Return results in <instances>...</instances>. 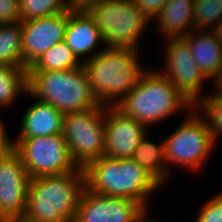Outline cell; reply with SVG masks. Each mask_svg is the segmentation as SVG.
I'll list each match as a JSON object with an SVG mask.
<instances>
[{
	"mask_svg": "<svg viewBox=\"0 0 222 222\" xmlns=\"http://www.w3.org/2000/svg\"><path fill=\"white\" fill-rule=\"evenodd\" d=\"M138 51L104 47L83 63L91 90L101 105L116 106L136 86L145 71Z\"/></svg>",
	"mask_w": 222,
	"mask_h": 222,
	"instance_id": "7a4b0ae2",
	"label": "cell"
},
{
	"mask_svg": "<svg viewBox=\"0 0 222 222\" xmlns=\"http://www.w3.org/2000/svg\"><path fill=\"white\" fill-rule=\"evenodd\" d=\"M64 114L38 99L27 107L18 138H35L62 134Z\"/></svg>",
	"mask_w": 222,
	"mask_h": 222,
	"instance_id": "e0dca14e",
	"label": "cell"
},
{
	"mask_svg": "<svg viewBox=\"0 0 222 222\" xmlns=\"http://www.w3.org/2000/svg\"><path fill=\"white\" fill-rule=\"evenodd\" d=\"M147 136L140 140L132 159L162 186L170 173L165 160L164 141L158 145Z\"/></svg>",
	"mask_w": 222,
	"mask_h": 222,
	"instance_id": "d6986e66",
	"label": "cell"
},
{
	"mask_svg": "<svg viewBox=\"0 0 222 222\" xmlns=\"http://www.w3.org/2000/svg\"><path fill=\"white\" fill-rule=\"evenodd\" d=\"M212 31L214 32L216 38L222 44V20L214 27Z\"/></svg>",
	"mask_w": 222,
	"mask_h": 222,
	"instance_id": "4dcf8cb0",
	"label": "cell"
},
{
	"mask_svg": "<svg viewBox=\"0 0 222 222\" xmlns=\"http://www.w3.org/2000/svg\"><path fill=\"white\" fill-rule=\"evenodd\" d=\"M27 86L25 95L51 104L64 115L101 106L83 66L60 71H27Z\"/></svg>",
	"mask_w": 222,
	"mask_h": 222,
	"instance_id": "5b68a950",
	"label": "cell"
},
{
	"mask_svg": "<svg viewBox=\"0 0 222 222\" xmlns=\"http://www.w3.org/2000/svg\"><path fill=\"white\" fill-rule=\"evenodd\" d=\"M148 209H145L139 216L137 222H161V221H158V220H150V219H147V216H148Z\"/></svg>",
	"mask_w": 222,
	"mask_h": 222,
	"instance_id": "d6a6232c",
	"label": "cell"
},
{
	"mask_svg": "<svg viewBox=\"0 0 222 222\" xmlns=\"http://www.w3.org/2000/svg\"><path fill=\"white\" fill-rule=\"evenodd\" d=\"M87 13L103 37L105 48L139 50L149 20L132 0H101Z\"/></svg>",
	"mask_w": 222,
	"mask_h": 222,
	"instance_id": "8992f818",
	"label": "cell"
},
{
	"mask_svg": "<svg viewBox=\"0 0 222 222\" xmlns=\"http://www.w3.org/2000/svg\"><path fill=\"white\" fill-rule=\"evenodd\" d=\"M21 22L0 24V64L22 66Z\"/></svg>",
	"mask_w": 222,
	"mask_h": 222,
	"instance_id": "7402d4cb",
	"label": "cell"
},
{
	"mask_svg": "<svg viewBox=\"0 0 222 222\" xmlns=\"http://www.w3.org/2000/svg\"><path fill=\"white\" fill-rule=\"evenodd\" d=\"M126 116L149 125L194 107L159 71L145 70L136 86L115 106Z\"/></svg>",
	"mask_w": 222,
	"mask_h": 222,
	"instance_id": "277c9868",
	"label": "cell"
},
{
	"mask_svg": "<svg viewBox=\"0 0 222 222\" xmlns=\"http://www.w3.org/2000/svg\"><path fill=\"white\" fill-rule=\"evenodd\" d=\"M12 222H23L22 220H15V221H12Z\"/></svg>",
	"mask_w": 222,
	"mask_h": 222,
	"instance_id": "e575fe53",
	"label": "cell"
},
{
	"mask_svg": "<svg viewBox=\"0 0 222 222\" xmlns=\"http://www.w3.org/2000/svg\"><path fill=\"white\" fill-rule=\"evenodd\" d=\"M27 91V69L0 64V107L12 105L19 94H25Z\"/></svg>",
	"mask_w": 222,
	"mask_h": 222,
	"instance_id": "44dd1931",
	"label": "cell"
},
{
	"mask_svg": "<svg viewBox=\"0 0 222 222\" xmlns=\"http://www.w3.org/2000/svg\"><path fill=\"white\" fill-rule=\"evenodd\" d=\"M195 107L199 108L198 111L206 118L217 142V138L222 134V94L218 92L208 94Z\"/></svg>",
	"mask_w": 222,
	"mask_h": 222,
	"instance_id": "d4e9b609",
	"label": "cell"
},
{
	"mask_svg": "<svg viewBox=\"0 0 222 222\" xmlns=\"http://www.w3.org/2000/svg\"><path fill=\"white\" fill-rule=\"evenodd\" d=\"M188 42L199 70L211 81L222 68V44L212 30H193L183 36Z\"/></svg>",
	"mask_w": 222,
	"mask_h": 222,
	"instance_id": "2e32d148",
	"label": "cell"
},
{
	"mask_svg": "<svg viewBox=\"0 0 222 222\" xmlns=\"http://www.w3.org/2000/svg\"><path fill=\"white\" fill-rule=\"evenodd\" d=\"M165 39H168L167 49H164L166 64L160 73L195 107L204 97L201 92L203 81L209 79L199 70L190 46L183 37Z\"/></svg>",
	"mask_w": 222,
	"mask_h": 222,
	"instance_id": "30bf717a",
	"label": "cell"
},
{
	"mask_svg": "<svg viewBox=\"0 0 222 222\" xmlns=\"http://www.w3.org/2000/svg\"><path fill=\"white\" fill-rule=\"evenodd\" d=\"M21 21L39 19L64 13L66 0H19Z\"/></svg>",
	"mask_w": 222,
	"mask_h": 222,
	"instance_id": "603a6c76",
	"label": "cell"
},
{
	"mask_svg": "<svg viewBox=\"0 0 222 222\" xmlns=\"http://www.w3.org/2000/svg\"><path fill=\"white\" fill-rule=\"evenodd\" d=\"M64 42L83 63L104 50L96 49L100 47V43L104 44V41L99 29L95 26L93 19L87 12L68 11V23L65 30ZM82 57H84L83 61Z\"/></svg>",
	"mask_w": 222,
	"mask_h": 222,
	"instance_id": "9a60e30c",
	"label": "cell"
},
{
	"mask_svg": "<svg viewBox=\"0 0 222 222\" xmlns=\"http://www.w3.org/2000/svg\"><path fill=\"white\" fill-rule=\"evenodd\" d=\"M196 107L164 141L166 163L199 171L216 143L206 118Z\"/></svg>",
	"mask_w": 222,
	"mask_h": 222,
	"instance_id": "52a82bcc",
	"label": "cell"
},
{
	"mask_svg": "<svg viewBox=\"0 0 222 222\" xmlns=\"http://www.w3.org/2000/svg\"><path fill=\"white\" fill-rule=\"evenodd\" d=\"M21 22L19 0H0V24Z\"/></svg>",
	"mask_w": 222,
	"mask_h": 222,
	"instance_id": "4316f807",
	"label": "cell"
},
{
	"mask_svg": "<svg viewBox=\"0 0 222 222\" xmlns=\"http://www.w3.org/2000/svg\"><path fill=\"white\" fill-rule=\"evenodd\" d=\"M144 210L137 201L84 188L73 222H137Z\"/></svg>",
	"mask_w": 222,
	"mask_h": 222,
	"instance_id": "8fae6325",
	"label": "cell"
},
{
	"mask_svg": "<svg viewBox=\"0 0 222 222\" xmlns=\"http://www.w3.org/2000/svg\"><path fill=\"white\" fill-rule=\"evenodd\" d=\"M0 222H9L1 212H0Z\"/></svg>",
	"mask_w": 222,
	"mask_h": 222,
	"instance_id": "836d02e7",
	"label": "cell"
},
{
	"mask_svg": "<svg viewBox=\"0 0 222 222\" xmlns=\"http://www.w3.org/2000/svg\"><path fill=\"white\" fill-rule=\"evenodd\" d=\"M194 30H213L222 20V0H195Z\"/></svg>",
	"mask_w": 222,
	"mask_h": 222,
	"instance_id": "cb8c5ba5",
	"label": "cell"
},
{
	"mask_svg": "<svg viewBox=\"0 0 222 222\" xmlns=\"http://www.w3.org/2000/svg\"><path fill=\"white\" fill-rule=\"evenodd\" d=\"M106 107L101 105L64 115L62 135L72 160L79 167L104 156Z\"/></svg>",
	"mask_w": 222,
	"mask_h": 222,
	"instance_id": "ba28073f",
	"label": "cell"
},
{
	"mask_svg": "<svg viewBox=\"0 0 222 222\" xmlns=\"http://www.w3.org/2000/svg\"><path fill=\"white\" fill-rule=\"evenodd\" d=\"M68 11L21 21L23 67L28 69L43 53L64 41Z\"/></svg>",
	"mask_w": 222,
	"mask_h": 222,
	"instance_id": "4fadbf2b",
	"label": "cell"
},
{
	"mask_svg": "<svg viewBox=\"0 0 222 222\" xmlns=\"http://www.w3.org/2000/svg\"><path fill=\"white\" fill-rule=\"evenodd\" d=\"M149 20L153 21L168 0H132Z\"/></svg>",
	"mask_w": 222,
	"mask_h": 222,
	"instance_id": "83f0119b",
	"label": "cell"
},
{
	"mask_svg": "<svg viewBox=\"0 0 222 222\" xmlns=\"http://www.w3.org/2000/svg\"><path fill=\"white\" fill-rule=\"evenodd\" d=\"M15 151V143L10 140L4 123L0 121V163Z\"/></svg>",
	"mask_w": 222,
	"mask_h": 222,
	"instance_id": "f1b7e54d",
	"label": "cell"
},
{
	"mask_svg": "<svg viewBox=\"0 0 222 222\" xmlns=\"http://www.w3.org/2000/svg\"><path fill=\"white\" fill-rule=\"evenodd\" d=\"M14 143L30 178L65 174L78 167L62 134L17 138Z\"/></svg>",
	"mask_w": 222,
	"mask_h": 222,
	"instance_id": "9c48e42d",
	"label": "cell"
},
{
	"mask_svg": "<svg viewBox=\"0 0 222 222\" xmlns=\"http://www.w3.org/2000/svg\"><path fill=\"white\" fill-rule=\"evenodd\" d=\"M213 83H215L214 87L217 88L216 91L214 92H218L222 94V68H221L219 76L214 80Z\"/></svg>",
	"mask_w": 222,
	"mask_h": 222,
	"instance_id": "1f68e13d",
	"label": "cell"
},
{
	"mask_svg": "<svg viewBox=\"0 0 222 222\" xmlns=\"http://www.w3.org/2000/svg\"><path fill=\"white\" fill-rule=\"evenodd\" d=\"M194 5L195 0H168L153 22L166 38L186 36L194 30Z\"/></svg>",
	"mask_w": 222,
	"mask_h": 222,
	"instance_id": "ac0fdd59",
	"label": "cell"
},
{
	"mask_svg": "<svg viewBox=\"0 0 222 222\" xmlns=\"http://www.w3.org/2000/svg\"><path fill=\"white\" fill-rule=\"evenodd\" d=\"M85 188L82 167L74 171L31 178L23 222H73Z\"/></svg>",
	"mask_w": 222,
	"mask_h": 222,
	"instance_id": "6da1fadb",
	"label": "cell"
},
{
	"mask_svg": "<svg viewBox=\"0 0 222 222\" xmlns=\"http://www.w3.org/2000/svg\"><path fill=\"white\" fill-rule=\"evenodd\" d=\"M101 0H66L69 12H87L97 5Z\"/></svg>",
	"mask_w": 222,
	"mask_h": 222,
	"instance_id": "f546056e",
	"label": "cell"
},
{
	"mask_svg": "<svg viewBox=\"0 0 222 222\" xmlns=\"http://www.w3.org/2000/svg\"><path fill=\"white\" fill-rule=\"evenodd\" d=\"M83 65L71 48L60 42L43 53L27 71H60L70 70Z\"/></svg>",
	"mask_w": 222,
	"mask_h": 222,
	"instance_id": "ffe728a7",
	"label": "cell"
},
{
	"mask_svg": "<svg viewBox=\"0 0 222 222\" xmlns=\"http://www.w3.org/2000/svg\"><path fill=\"white\" fill-rule=\"evenodd\" d=\"M30 179L16 151L0 163V212L9 222L24 216Z\"/></svg>",
	"mask_w": 222,
	"mask_h": 222,
	"instance_id": "7c38bea8",
	"label": "cell"
},
{
	"mask_svg": "<svg viewBox=\"0 0 222 222\" xmlns=\"http://www.w3.org/2000/svg\"><path fill=\"white\" fill-rule=\"evenodd\" d=\"M195 222H222V192L205 202Z\"/></svg>",
	"mask_w": 222,
	"mask_h": 222,
	"instance_id": "484cf974",
	"label": "cell"
},
{
	"mask_svg": "<svg viewBox=\"0 0 222 222\" xmlns=\"http://www.w3.org/2000/svg\"><path fill=\"white\" fill-rule=\"evenodd\" d=\"M146 130L144 124L126 116L115 106H107L104 156L131 159L140 140L147 134Z\"/></svg>",
	"mask_w": 222,
	"mask_h": 222,
	"instance_id": "5bb4252c",
	"label": "cell"
},
{
	"mask_svg": "<svg viewBox=\"0 0 222 222\" xmlns=\"http://www.w3.org/2000/svg\"><path fill=\"white\" fill-rule=\"evenodd\" d=\"M85 188L98 194L123 197L148 208V197L161 185L131 159L102 156L84 167Z\"/></svg>",
	"mask_w": 222,
	"mask_h": 222,
	"instance_id": "3957f363",
	"label": "cell"
}]
</instances>
